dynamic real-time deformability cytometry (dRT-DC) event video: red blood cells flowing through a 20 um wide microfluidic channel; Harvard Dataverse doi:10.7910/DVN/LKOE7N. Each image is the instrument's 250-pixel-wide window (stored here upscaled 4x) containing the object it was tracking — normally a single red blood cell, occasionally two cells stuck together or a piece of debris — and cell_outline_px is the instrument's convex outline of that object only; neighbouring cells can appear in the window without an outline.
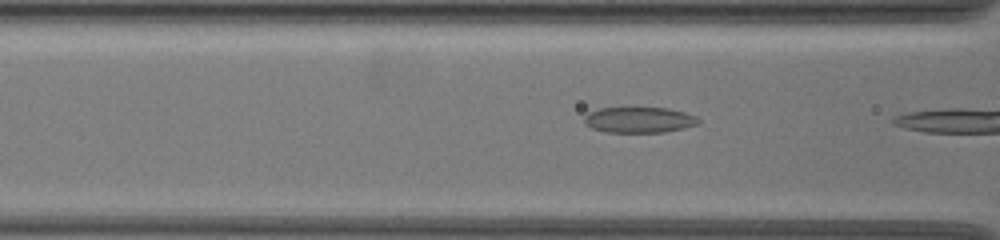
{"species": "common noctule bat (a hibernating species)", "species_latin": "Nyctalus noctula", "temperature_condition": "warm", "stored_images_in_passage": 5, "camera_frame_rate_fps": 3000, "um_per_image_px": 0.085, "animal": {"sex": "female", "body_mass_g": 19.5, "forearm_length_mm": 54.1}, "frame": {"image": 1, "passage_image": 3, "time_ms": 0.667, "image_size_px": [1000, 240], "cell_outline_px": [[700, 124], [684, 128], [664, 132], [604, 132], [592, 128], [584, 124], [584, 116], [588, 112], [600, 108], [668, 108], [684, 112], [696, 116], [700, 120]], "centroid_in_image_um": [54.32, 10.19], "position_along_channel_um": 112.3, "area_um2": 17.22}}